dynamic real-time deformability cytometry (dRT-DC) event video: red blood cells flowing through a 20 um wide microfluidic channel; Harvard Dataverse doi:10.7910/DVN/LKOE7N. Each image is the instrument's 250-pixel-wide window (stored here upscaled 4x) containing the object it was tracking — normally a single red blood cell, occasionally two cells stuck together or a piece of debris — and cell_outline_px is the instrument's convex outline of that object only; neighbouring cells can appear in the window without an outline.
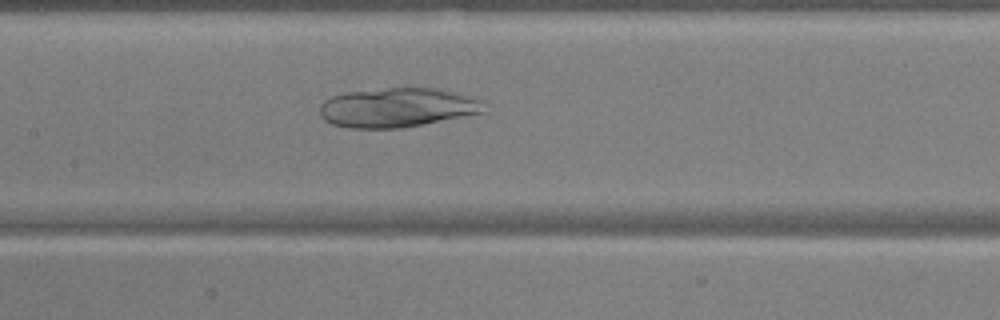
{"species": "common noctule bat (a hibernating species)", "species_latin": "Nyctalus noctula", "temperature_condition": "warm", "stored_images_in_passage": 48, "camera_frame_rate_fps": 3000, "um_per_image_px": 0.085, "animal": {"sex": "male", "body_mass_g": 17.9, "forearm_length_mm": 54.2}, "frame": {"image": 1, "passage_image": 21, "time_ms": 6.667, "image_size_px": [1000, 320], "cell_outline_px": [[488, 112], [404, 128], [348, 128], [332, 124], [324, 120], [320, 116], [320, 104], [324, 100], [332, 96], [344, 92], [388, 88], [436, 88], [452, 92], [480, 100]], "centroid_in_image_um": [33.75, 9.16], "position_along_channel_um": 173.7, "area_um2": 37.8}}
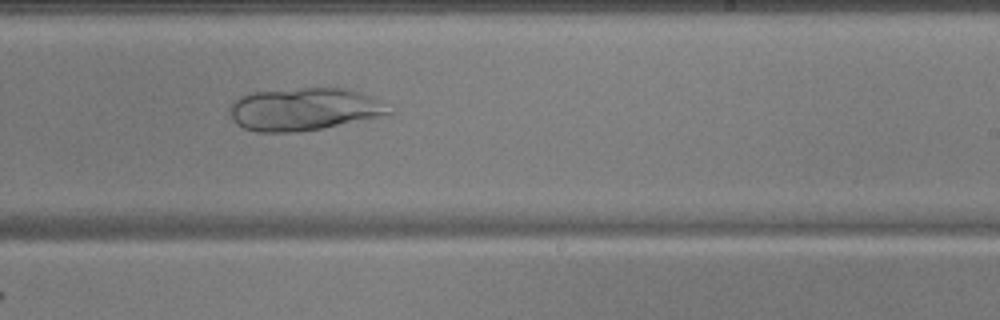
{"frame": {"image": 2, "passage_image": 28, "time_ms": 9.0, "image_size_px": [1000, 320], "cell_outline_px": [[396, 112], [324, 128], [292, 132], [256, 132], [244, 128], [236, 124], [232, 120], [228, 108], [232, 100], [240, 96], [252, 92], [300, 88], [348, 88], [372, 96]], "centroid_in_image_um": [25.79, 9.28], "position_along_channel_um": 263.2, "area_um2": 39.65}}